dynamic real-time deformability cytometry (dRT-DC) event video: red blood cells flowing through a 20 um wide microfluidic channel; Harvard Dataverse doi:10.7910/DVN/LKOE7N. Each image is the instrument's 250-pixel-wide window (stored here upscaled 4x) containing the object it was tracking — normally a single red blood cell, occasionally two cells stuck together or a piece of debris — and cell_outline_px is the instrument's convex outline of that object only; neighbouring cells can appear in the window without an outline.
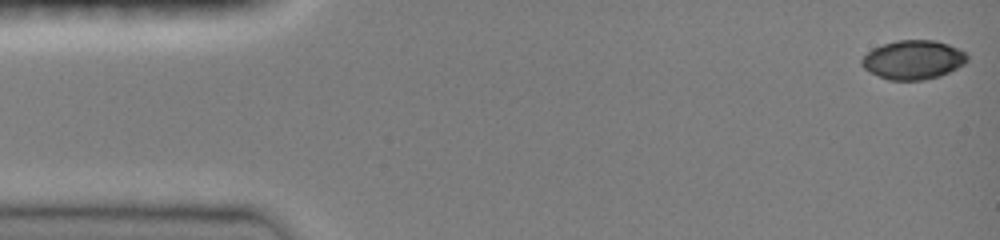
{"species": "common noctule bat (a hibernating species)", "species_latin": "Nyctalus noctula", "temperature_condition": "room temperature", "stored_images_in_passage": 27, "camera_frame_rate_fps": 3000, "um_per_image_px": 0.085, "animal": {"sex": "female", "body_mass_g": 19.0, "forearm_length_mm": 51.5}, "frame": {"image": 1, "passage_image": 1, "time_ms": 0.0, "image_size_px": [1000, 240], "cell_outline_px": [[968, 60], [964, 64], [940, 76], [924, 80], [888, 80], [864, 68], [860, 64], [860, 60], [872, 48], [896, 40], [936, 40], [948, 44], [964, 52], [968, 56]], "centroid_in_image_um": [77.62, 5.08], "position_along_channel_um": 7.4, "area_um2": 23.87}}
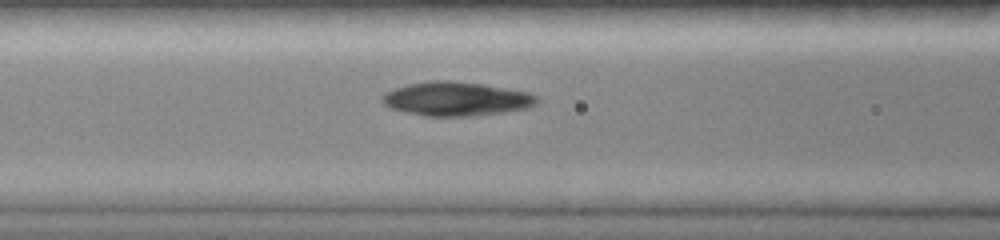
{"frame": {"image": 2, "passage_image": 16, "time_ms": 6.0, "image_size_px": [1000, 240], "cell_outline_px": [[540, 100], [536, 104], [528, 108], [504, 112], [472, 116], [424, 116], [392, 108], [384, 104], [380, 100], [380, 96], [384, 92], [408, 84], [432, 80], [448, 80], [484, 84], [508, 88], [528, 92], [536, 96]], "centroid_in_image_um": [38.79, 8.4], "position_along_channel_um": 127.8, "area_um2": 30.75}}
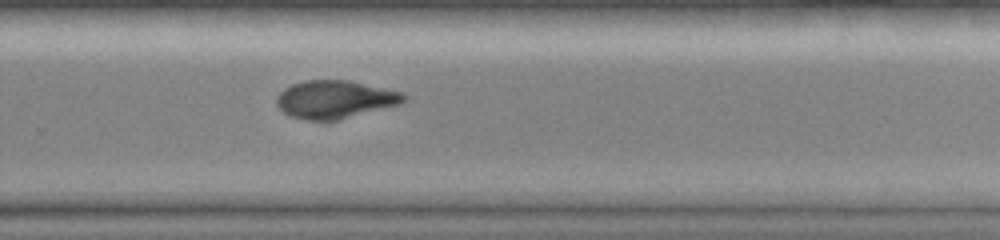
{"frame": {"image": 3, "passage_image": 27, "time_ms": 10.333, "image_size_px": [1000, 240], "cell_outline_px": [[408, 96], [400, 104], [340, 120], [308, 120], [288, 116], [276, 104], [276, 96], [284, 88], [292, 84], [304, 80], [348, 80], [404, 92]], "centroid_in_image_um": [28.48, 8.45], "position_along_channel_um": 301.3, "area_um2": 28.32}}